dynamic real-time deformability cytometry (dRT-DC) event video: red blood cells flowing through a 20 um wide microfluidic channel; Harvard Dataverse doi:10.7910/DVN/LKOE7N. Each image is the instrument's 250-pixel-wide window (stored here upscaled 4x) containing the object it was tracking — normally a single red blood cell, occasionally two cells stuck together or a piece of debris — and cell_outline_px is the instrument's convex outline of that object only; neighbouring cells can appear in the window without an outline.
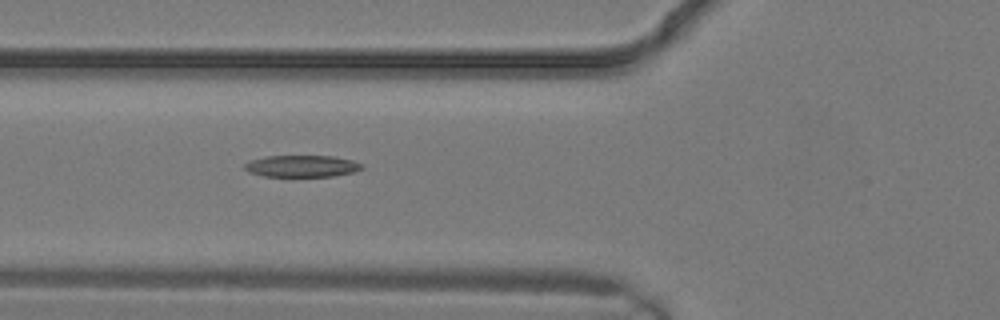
{"species": "common noctule bat (a hibernating species)", "species_latin": "Nyctalus noctula", "temperature_condition": "warm", "stored_images_in_passage": 11, "camera_frame_rate_fps": 3000, "um_per_image_px": 0.085, "animal": {"sex": "male", "body_mass_g": 19.2, "forearm_length_mm": 51.8}, "frame": {"image": 1, "passage_image": 11, "time_ms": 3.333, "image_size_px": [1000, 320], "cell_outline_px": [[364, 168], [352, 172], [332, 176], [264, 176], [248, 172], [244, 168], [244, 164], [248, 160], [264, 156], [332, 156], [352, 160], [364, 164]], "centroid_in_image_um": [25.63, 14.11], "position_along_channel_um": 100.2, "area_um2": 14.91}}